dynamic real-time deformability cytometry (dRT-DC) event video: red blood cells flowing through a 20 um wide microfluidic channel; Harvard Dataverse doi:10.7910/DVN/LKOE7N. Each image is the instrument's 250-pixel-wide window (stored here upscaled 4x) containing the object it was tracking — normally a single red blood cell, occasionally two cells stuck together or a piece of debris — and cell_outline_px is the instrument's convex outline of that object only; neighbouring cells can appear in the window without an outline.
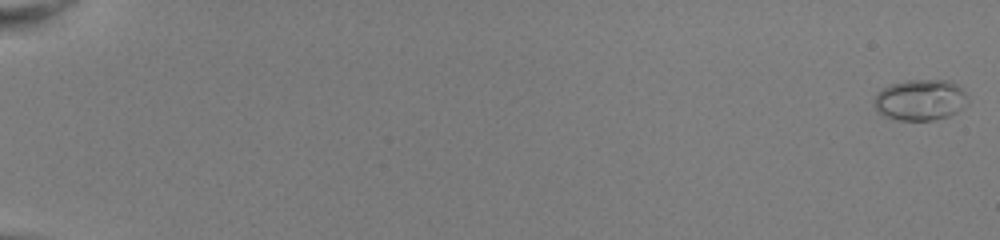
{"species": "common noctule bat (a hibernating species)", "species_latin": "Nyctalus noctula", "temperature_condition": "room temperature", "stored_images_in_passage": 53, "camera_frame_rate_fps": 3000, "um_per_image_px": 0.085, "animal": {"sex": "female", "body_mass_g": 22.0, "forearm_length_mm": 56.7}, "frame": {"image": 1, "passage_image": 1, "time_ms": 0.0, "image_size_px": [1000, 240], "cell_outline_px": [[968, 104], [956, 112], [948, 116], [932, 120], [896, 120], [884, 116], [876, 112], [872, 100], [876, 92], [892, 84], [908, 80], [948, 80], [956, 84], [968, 96]], "centroid_in_image_um": [78.19, 8.5], "position_along_channel_um": 6.8, "area_um2": 22.6}}
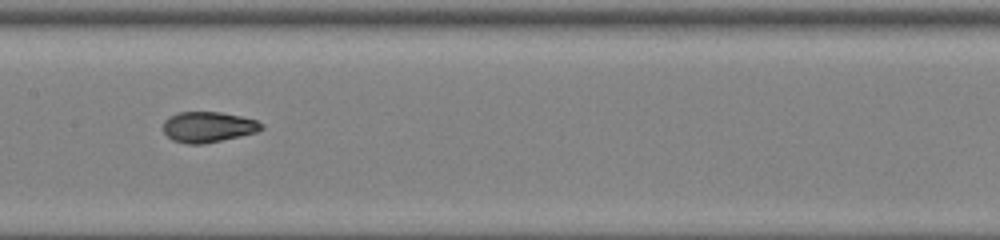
{"frame": {"image": 2, "passage_image": 30, "time_ms": 9.667, "image_size_px": [1000, 240], "cell_outline_px": [[264, 128], [256, 132], [240, 136], [204, 144], [188, 144], [172, 140], [164, 132], [164, 120], [168, 116], [180, 112], [220, 112], [240, 116], [256, 120], [264, 124]], "centroid_in_image_um": [17.69, 10.79], "position_along_channel_um": 189.7, "area_um2": 17.51}}
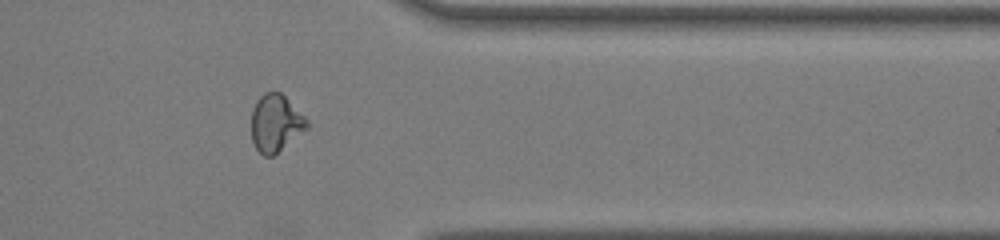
{"frame": {"image": 3, "passage_image": 45, "time_ms": 14.667, "image_size_px": [1000, 240], "cell_outline_px": [[308, 128], [272, 156], [264, 156], [256, 148], [252, 140], [252, 108], [256, 100], [264, 92], [280, 92], [308, 120]], "centroid_in_image_um": [23.41, 10.45], "position_along_channel_um": 388.0, "area_um2": 18.26}, "authors_computed_cell_mechanics": {"area_um2": 18.207, "velocity_mm_per_s": 4.0613, "shape_relaxation_time_tau1_ms": 3.2972, "shape_relaxation_time_tau2_ms": 0.7803, "deformation_change_tau1": 0.1774, "deformation_change_tau2": 0.0539}}